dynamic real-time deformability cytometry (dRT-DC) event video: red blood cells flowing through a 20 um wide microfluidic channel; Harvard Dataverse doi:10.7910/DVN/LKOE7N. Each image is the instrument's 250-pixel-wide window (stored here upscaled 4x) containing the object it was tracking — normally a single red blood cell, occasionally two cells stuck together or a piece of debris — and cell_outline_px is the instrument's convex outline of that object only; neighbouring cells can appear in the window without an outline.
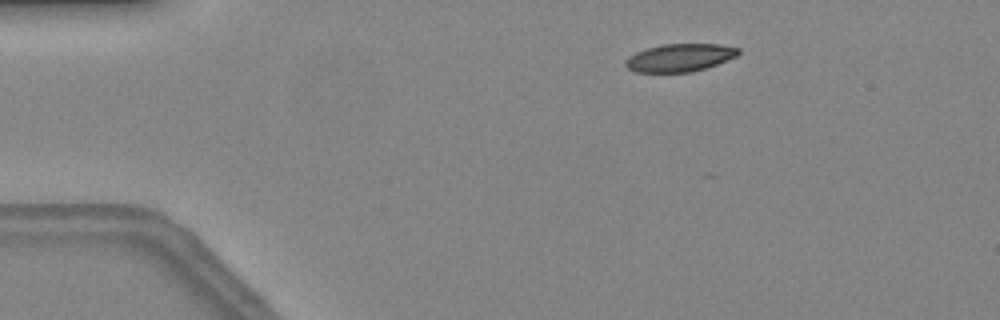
{"species": "common noctule bat (a hibernating species)", "species_latin": "Nyctalus noctula", "temperature_condition": "warm", "stored_images_in_passage": 18, "camera_frame_rate_fps": 3000, "um_per_image_px": 0.085, "animal": {"sex": "female", "body_mass_g": 24.6, "forearm_length_mm": 56.2}, "frame": {"image": 1, "passage_image": 5, "time_ms": 1.333, "image_size_px": [1000, 320], "cell_outline_px": [[740, 52], [736, 56], [716, 64], [692, 72], [636, 72], [628, 68], [624, 64], [624, 60], [628, 56], [636, 52], [648, 48], [664, 44], [720, 44], [740, 48]], "centroid_in_image_um": [57.76, 4.9], "position_along_channel_um": 27.2, "area_um2": 18.21}}